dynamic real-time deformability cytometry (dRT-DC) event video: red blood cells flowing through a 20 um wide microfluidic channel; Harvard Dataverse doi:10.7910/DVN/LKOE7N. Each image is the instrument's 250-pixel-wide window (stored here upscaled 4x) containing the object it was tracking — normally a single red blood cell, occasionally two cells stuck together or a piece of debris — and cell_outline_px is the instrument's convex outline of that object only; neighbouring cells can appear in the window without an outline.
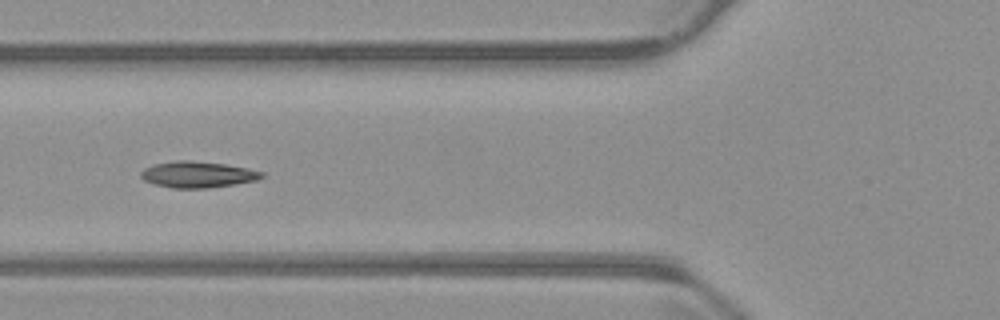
{"species": "common noctule bat (a hibernating species)", "species_latin": "Nyctalus noctula", "temperature_condition": "warm", "stored_images_in_passage": 12, "camera_frame_rate_fps": 3000, "um_per_image_px": 0.085, "animal": {"sex": "male", "body_mass_g": 23.1, "forearm_length_mm": 52.7}, "frame": {"image": 1, "passage_image": 6, "time_ms": 1.667, "image_size_px": [1000, 320], "cell_outline_px": [[264, 176], [256, 180], [236, 184], [208, 188], [172, 188], [156, 184], [144, 180], [140, 176], [140, 172], [144, 168], [152, 164], [176, 160], [188, 160], [224, 164], [248, 168], [264, 172]], "centroid_in_image_um": [16.79, 14.83], "position_along_channel_um": 109.0, "area_um2": 18.5}}